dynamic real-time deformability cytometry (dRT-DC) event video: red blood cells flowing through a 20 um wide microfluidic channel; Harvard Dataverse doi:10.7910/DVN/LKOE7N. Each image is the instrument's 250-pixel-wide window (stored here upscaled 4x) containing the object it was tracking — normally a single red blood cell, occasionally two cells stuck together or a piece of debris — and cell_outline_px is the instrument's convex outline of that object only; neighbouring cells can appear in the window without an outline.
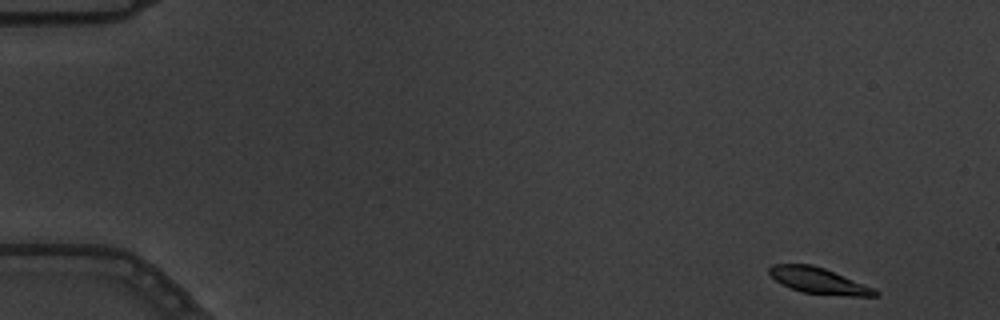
{"species": "common noctule bat (a hibernating species)", "species_latin": "Nyctalus noctula", "temperature_condition": "warm", "stored_images_in_passage": 5, "camera_frame_rate_fps": 3000, "um_per_image_px": 0.085, "animal": {"sex": "male", "body_mass_g": 19.5, "forearm_length_mm": 54.6}, "frame": {"image": 1, "passage_image": 1, "time_ms": 0.0, "image_size_px": [1000, 320], "cell_outline_px": [[880, 292], [876, 296], [848, 296], [804, 292], [780, 284], [768, 272], [768, 268], [772, 264], [812, 264], [824, 268], [876, 288]], "centroid_in_image_um": [69.62, 23.85], "position_along_channel_um": 15.4, "area_um2": 16.01}}
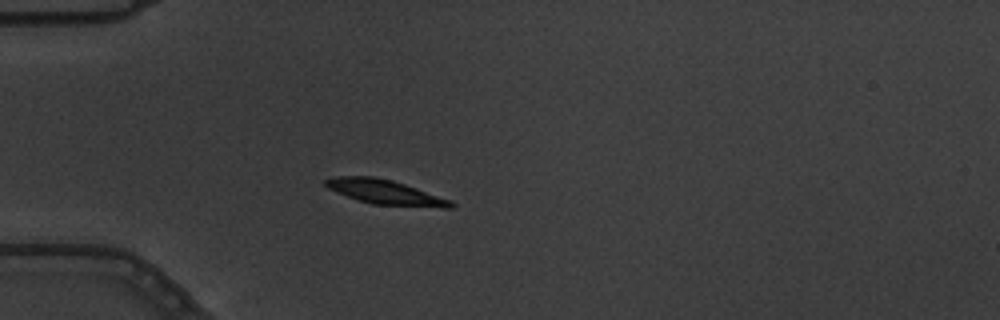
{"frame": {"image": 2, "passage_image": 4, "time_ms": 1.0, "image_size_px": [1000, 320], "cell_outline_px": [[456, 204], [452, 208], [444, 208], [372, 204], [336, 192], [328, 188], [324, 184], [324, 180], [336, 176], [372, 176], [392, 180], [452, 200]], "centroid_in_image_um": [32.77, 16.33], "position_along_channel_um": 52.2, "area_um2": 17.86}}